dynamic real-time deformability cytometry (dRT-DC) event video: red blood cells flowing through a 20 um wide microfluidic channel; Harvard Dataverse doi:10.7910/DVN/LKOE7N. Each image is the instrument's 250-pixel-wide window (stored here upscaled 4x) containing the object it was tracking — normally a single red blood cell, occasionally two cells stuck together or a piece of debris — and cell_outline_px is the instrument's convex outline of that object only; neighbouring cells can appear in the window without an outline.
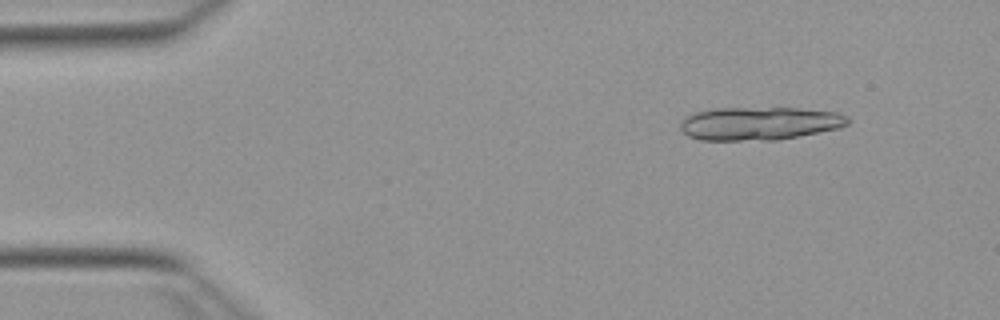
{"species": "Egyptian fruit bat (a non-hibernating species)", "species_latin": "Rousettus aegyptiacus", "temperature_condition": "warm", "stored_images_in_passage": 51, "segment_of_instrument_passage": [1, 2], "camera_frame_rate_fps": 3000, "um_per_image_px": 0.085, "animal": {"sex": "female"}, "frame": {"image": 1, "passage_image": 5, "time_ms": 1.333, "image_size_px": [1000, 320], "cell_outline_px": [[852, 120], [848, 124], [840, 128], [776, 140], [700, 140], [688, 136], [680, 128], [680, 120], [696, 112], [716, 108], [796, 108], [836, 112], [848, 116]], "centroid_in_image_um": [64.57, 10.49], "position_along_channel_um": 20.4, "area_um2": 32.43}}